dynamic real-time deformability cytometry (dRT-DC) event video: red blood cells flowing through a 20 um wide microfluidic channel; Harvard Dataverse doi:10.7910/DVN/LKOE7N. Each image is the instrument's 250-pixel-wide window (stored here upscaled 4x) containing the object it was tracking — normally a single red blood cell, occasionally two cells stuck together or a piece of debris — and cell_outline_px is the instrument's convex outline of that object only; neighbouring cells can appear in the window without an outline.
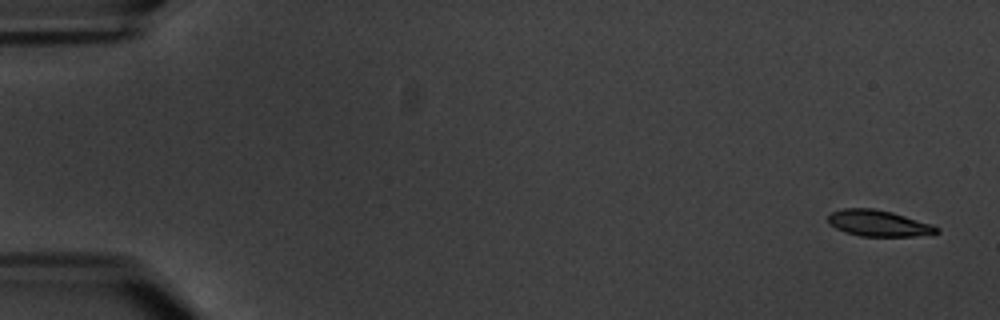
{"species": "common noctule bat (a hibernating species)", "species_latin": "Nyctalus noctula", "temperature_condition": "warm", "stored_images_in_passage": 6, "camera_frame_rate_fps": 3000, "um_per_image_px": 0.085, "animal": {"sex": "male", "body_mass_g": 20.1, "forearm_length_mm": 53.5}, "frame": {"image": 1, "passage_image": 1, "time_ms": 0.0, "image_size_px": [1000, 320], "cell_outline_px": [[940, 232], [912, 236], [860, 236], [844, 232], [828, 224], [828, 216], [832, 212], [844, 208], [872, 208], [892, 212], [932, 224], [940, 228]], "centroid_in_image_um": [74.65, 18.97], "position_along_channel_um": 10.3, "area_um2": 16.53}}